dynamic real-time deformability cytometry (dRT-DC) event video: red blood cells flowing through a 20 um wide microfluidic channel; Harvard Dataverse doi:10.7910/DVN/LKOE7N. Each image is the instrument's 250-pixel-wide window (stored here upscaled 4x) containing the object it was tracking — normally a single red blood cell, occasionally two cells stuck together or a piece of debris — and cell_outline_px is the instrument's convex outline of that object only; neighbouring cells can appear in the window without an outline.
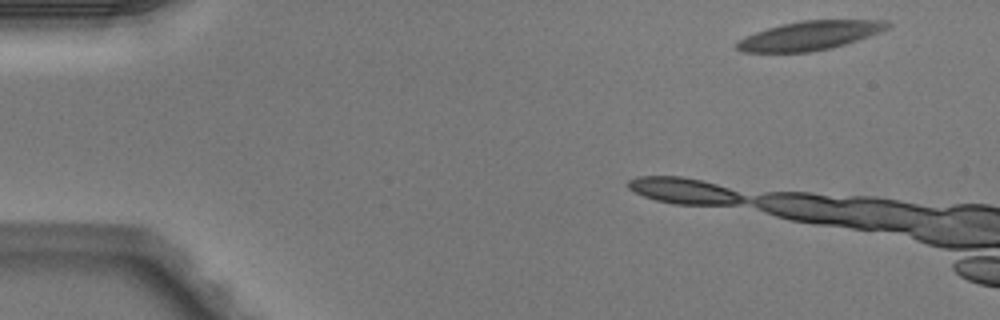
{"species": "Egyptian fruit bat (a non-hibernating species)", "species_latin": "Rousettus aegyptiacus", "temperature_condition": "warm", "stored_images_in_passage": 2, "camera_frame_rate_fps": 3000, "um_per_image_px": 0.085, "animal": {"sex": "male"}, "frame": {"image": 1, "passage_image": 1, "time_ms": 0.0, "image_size_px": [1000, 320], "cell_outline_px": [[892, 24], [888, 28], [880, 32], [832, 48], [808, 52], [740, 52], [736, 48], [736, 44], [740, 40], [756, 32], [768, 28], [800, 20], [888, 20]], "centroid_in_image_um": [68.86, 3.02], "position_along_channel_um": 16.1, "area_um2": 25.14}}